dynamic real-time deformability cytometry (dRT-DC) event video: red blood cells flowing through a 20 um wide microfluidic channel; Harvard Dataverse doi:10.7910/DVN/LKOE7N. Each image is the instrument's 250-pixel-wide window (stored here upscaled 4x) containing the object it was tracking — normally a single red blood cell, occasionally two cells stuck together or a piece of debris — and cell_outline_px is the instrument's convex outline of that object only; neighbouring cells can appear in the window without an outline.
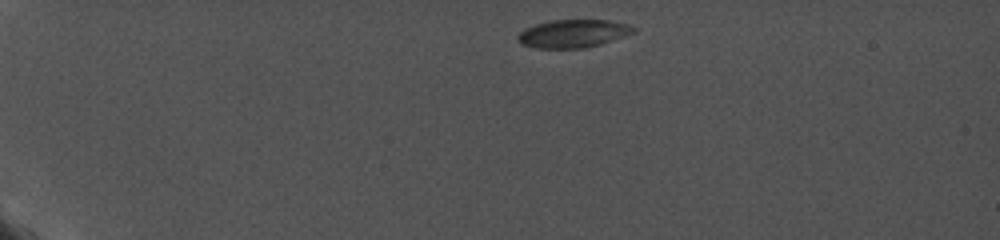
{"species": "common noctule bat (a hibernating species)", "species_latin": "Nyctalus noctula", "temperature_condition": "cold", "stored_images_in_passage": 47, "camera_frame_rate_fps": 5000, "um_per_image_px": 0.085, "animal": {"sex": "female", "body_mass_g": 19.0, "forearm_length_mm": 56.7}, "frame": {"image": 1, "passage_image": 1, "time_ms": 0.0, "image_size_px": [1000, 240], "cell_outline_px": [[636, 32], [600, 44], [584, 48], [536, 48], [520, 44], [516, 40], [516, 36], [524, 28], [536, 24], [552, 20], [612, 20], [632, 24], [636, 28]], "centroid_in_image_um": [48.72, 2.85], "position_along_channel_um": 36.3, "area_um2": 19.13}}
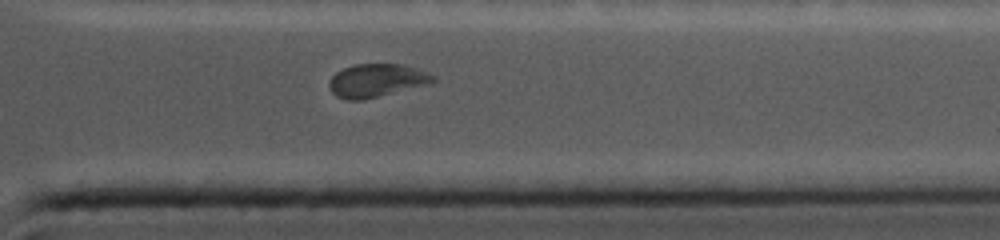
{"frame": {"image": 2, "passage_image": 40, "time_ms": 11.6, "image_size_px": [1000, 240], "cell_outline_px": [[436, 80], [428, 84], [360, 100], [348, 100], [336, 96], [328, 88], [328, 80], [336, 72], [352, 64], [404, 64], [428, 72], [436, 76]], "centroid_in_image_um": [31.98, 6.82], "position_along_channel_um": 379.4, "area_um2": 20.06}}
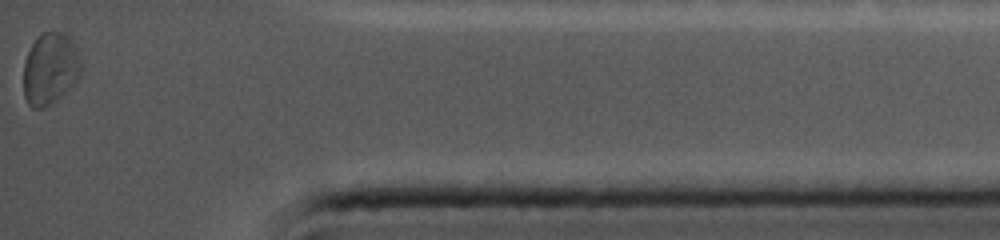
{"frame": {"image": 3, "passage_image": 47, "time_ms": 13.4, "image_size_px": [1000, 240], "cell_outline_px": [[84, 68], [76, 80], [56, 100], [44, 108], [32, 108], [28, 104], [24, 96], [24, 60], [32, 44], [44, 32], [64, 32], [72, 40], [76, 48]], "centroid_in_image_um": [4.27, 5.84], "position_along_channel_um": 430.9, "area_um2": 23.99}, "authors_computed_cell_mechanics": {"area_um2": 19.941, "velocity_mm_per_s": 3.739, "shape_relaxation_time_tau1_ms": null, "shape_relaxation_time_tau2_ms": 1.4005, "deformation_change_tau1": null, "deformation_change_tau2": 0.0525}}